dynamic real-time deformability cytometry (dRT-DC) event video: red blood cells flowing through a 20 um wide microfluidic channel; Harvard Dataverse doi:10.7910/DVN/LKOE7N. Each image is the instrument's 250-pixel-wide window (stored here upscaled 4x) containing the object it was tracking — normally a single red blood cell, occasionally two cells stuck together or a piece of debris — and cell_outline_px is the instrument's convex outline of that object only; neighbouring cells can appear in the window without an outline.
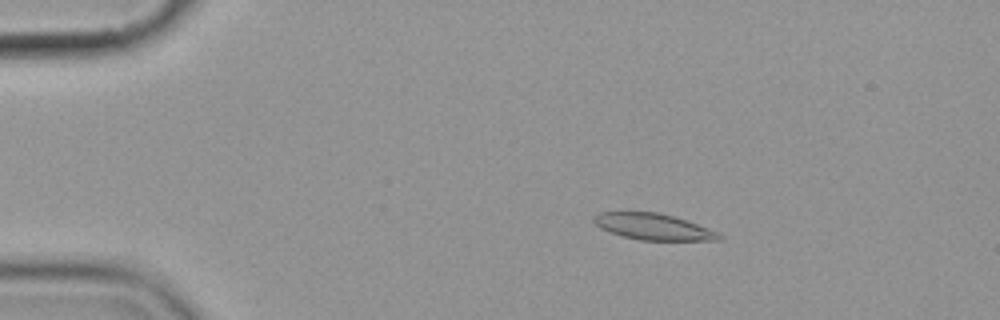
{"species": "common noctule bat (a hibernating species)", "species_latin": "Nyctalus noctula", "temperature_condition": "cold", "stored_images_in_passage": 5, "camera_frame_rate_fps": 3000, "um_per_image_px": 0.085, "animal": {"sex": "female", "body_mass_g": 19.9}, "frame": {"image": 1, "passage_image": 3, "time_ms": 2.333, "image_size_px": [1000, 320], "cell_outline_px": [[724, 240], [640, 240], [624, 236], [600, 228], [592, 220], [600, 212], [628, 208], [660, 212], [708, 228], [724, 236]], "centroid_in_image_um": [55.46, 19.21], "position_along_channel_um": 29.5, "area_um2": 19.71}}
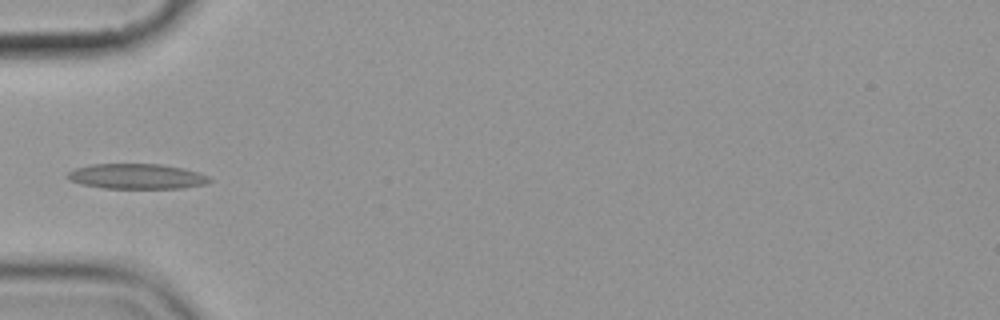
{"frame": {"image": 2, "passage_image": 5, "time_ms": 5.333, "image_size_px": [1000, 320], "cell_outline_px": [[212, 180], [208, 184], [184, 188], [104, 188], [80, 184], [68, 180], [64, 176], [68, 172], [76, 168], [92, 164], [160, 164], [184, 168], [208, 176]], "centroid_in_image_um": [11.61, 14.99], "position_along_channel_um": 73.4, "area_um2": 20.98}}